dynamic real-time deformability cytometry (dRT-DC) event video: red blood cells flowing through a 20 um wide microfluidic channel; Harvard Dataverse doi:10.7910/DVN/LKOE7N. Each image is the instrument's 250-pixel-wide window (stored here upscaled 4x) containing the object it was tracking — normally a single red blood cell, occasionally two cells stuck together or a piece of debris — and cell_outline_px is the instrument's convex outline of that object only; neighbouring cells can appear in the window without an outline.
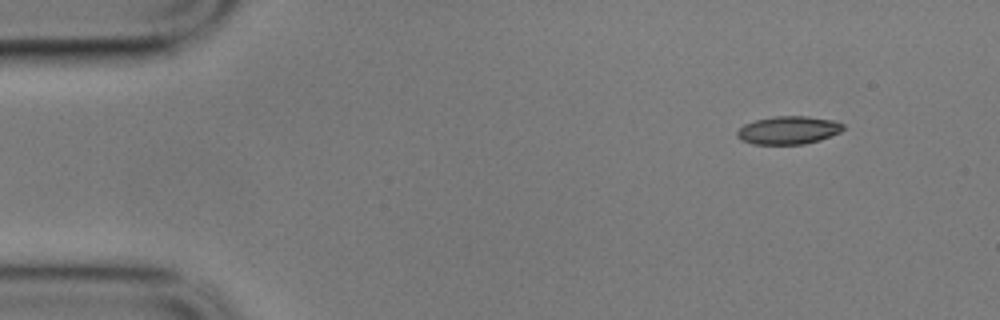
{"species": "common noctule bat (a hibernating species)", "species_latin": "Nyctalus noctula", "temperature_condition": "cold", "stored_images_in_passage": 5, "camera_frame_rate_fps": 3000, "um_per_image_px": 0.085, "animal": {"sex": "male", "body_mass_g": 17.9}, "frame": {"image": 1, "passage_image": 5, "time_ms": 1.333, "image_size_px": [1000, 320], "cell_outline_px": [[844, 128], [840, 132], [820, 140], [804, 144], [752, 144], [740, 140], [736, 136], [736, 132], [744, 124], [756, 120], [776, 116], [808, 116], [836, 120], [844, 124]], "centroid_in_image_um": [67.02, 11.06], "position_along_channel_um": 18.0, "area_um2": 17.46}}